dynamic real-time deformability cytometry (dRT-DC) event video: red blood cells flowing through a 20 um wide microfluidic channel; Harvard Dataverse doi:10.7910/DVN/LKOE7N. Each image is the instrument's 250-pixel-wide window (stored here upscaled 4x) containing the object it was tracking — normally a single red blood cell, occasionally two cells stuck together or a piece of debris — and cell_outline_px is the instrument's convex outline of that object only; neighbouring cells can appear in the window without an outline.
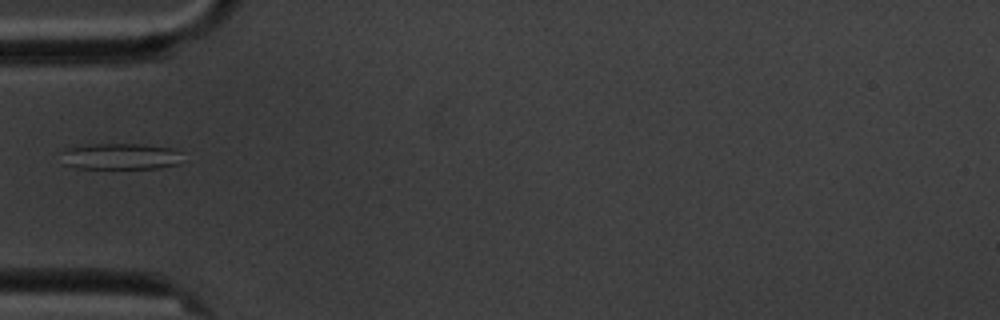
{"species": "common noctule bat (a hibernating species)", "species_latin": "Nyctalus noctula", "temperature_condition": "cold", "stored_images_in_passage": 10, "camera_frame_rate_fps": 3000, "um_per_image_px": 0.085, "animal": {"sex": "male", "body_mass_g": 20.1, "forearm_length_mm": 53.5}, "frame": {"image": 1, "passage_image": 2, "time_ms": 1.333, "image_size_px": [1000, 320], "cell_outline_px": [[184, 152], [180, 164], [156, 168], [76, 168], [64, 164], [60, 152], [64, 148], [88, 144], [140, 144], [172, 148]], "centroid_in_image_um": [10.24, 13.28], "position_along_channel_um": 74.8, "area_um2": 18.9}}
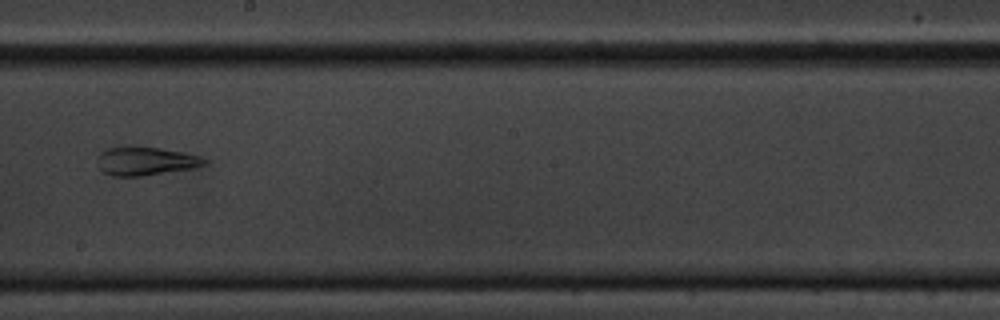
{"frame": {"image": 2, "passage_image": 6, "time_ms": 6.0, "image_size_px": [1000, 320], "cell_outline_px": [[208, 164], [192, 168], [140, 176], [112, 176], [104, 172], [100, 168], [100, 152], [108, 148], [160, 148], [184, 152], [200, 156], [208, 160]], "centroid_in_image_um": [12.46, 13.71], "position_along_channel_um": 235.7, "area_um2": 17.17}}
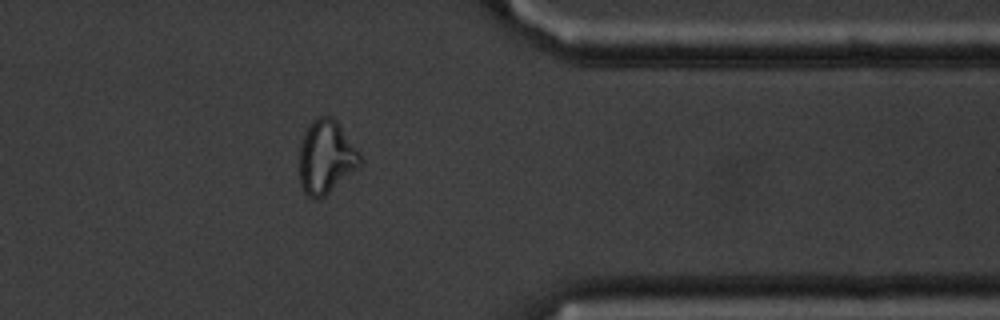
{"frame": {"image": 3, "passage_image": 10, "time_ms": 10.667, "image_size_px": [1000, 320], "cell_outline_px": [[364, 160], [356, 168], [324, 196], [312, 200], [304, 192], [300, 184], [300, 144], [304, 132], [312, 120], [316, 116], [332, 116], [336, 120], [360, 152]], "centroid_in_image_um": [27.7, 13.32], "position_along_channel_um": 383.7, "area_um2": 25.89}, "authors_computed_cell_mechanics": {"area_um2": 18.785, "velocity_mm_per_s": 3.4327, "shape_relaxation_time_tau1_ms": null, "shape_relaxation_time_tau2_ms": 1.7388, "deformation_change_tau1": null, "deformation_change_tau2": 0.0815}}